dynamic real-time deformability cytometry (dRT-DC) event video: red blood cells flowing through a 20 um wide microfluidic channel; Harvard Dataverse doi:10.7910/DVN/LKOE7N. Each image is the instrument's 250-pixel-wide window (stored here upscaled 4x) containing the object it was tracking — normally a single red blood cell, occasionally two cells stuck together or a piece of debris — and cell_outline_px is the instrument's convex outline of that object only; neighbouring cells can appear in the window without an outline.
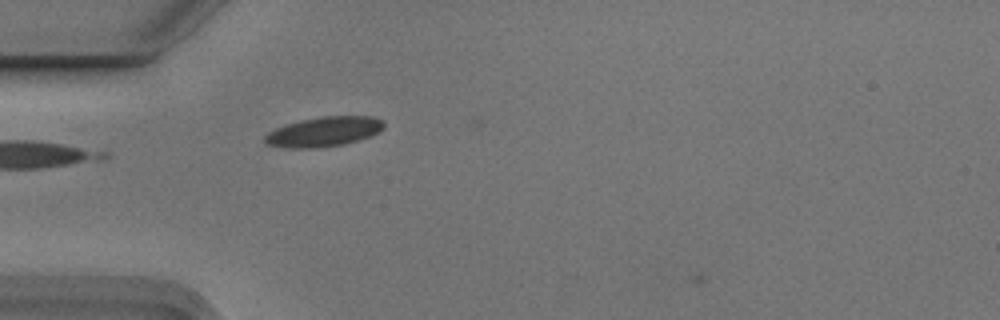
{"species": "Egyptian fruit bat (a non-hibernating species)", "species_latin": "Rousettus aegyptiacus", "temperature_condition": "cold", "stored_images_in_passage": 1, "camera_frame_rate_fps": 3000, "um_per_image_px": 0.085, "animal": {"sex": "male"}, "frame": {"image": 1, "passage_image": 1, "time_ms": 0.0, "image_size_px": [1000, 320], "cell_outline_px": [[384, 128], [380, 132], [344, 144], [316, 148], [288, 148], [268, 144], [264, 140], [264, 136], [268, 132], [276, 128], [300, 120], [320, 116], [372, 116], [380, 120], [384, 124]], "centroid_in_image_um": [27.52, 11.19], "position_along_channel_um": 57.5, "area_um2": 20.46}}